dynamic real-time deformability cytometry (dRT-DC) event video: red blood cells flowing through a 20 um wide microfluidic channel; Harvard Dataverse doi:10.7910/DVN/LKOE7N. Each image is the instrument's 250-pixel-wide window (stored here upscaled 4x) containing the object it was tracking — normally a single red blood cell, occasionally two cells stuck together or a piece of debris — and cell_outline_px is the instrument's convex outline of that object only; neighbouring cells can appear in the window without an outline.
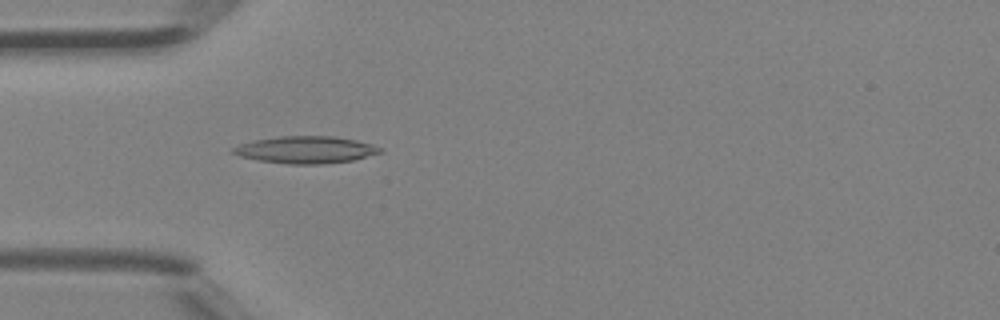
{"species": "Egyptian fruit bat (a non-hibernating species)", "species_latin": "Rousettus aegyptiacus", "temperature_condition": "room temperature", "stored_images_in_passage": 46, "camera_frame_rate_fps": 3000, "um_per_image_px": 0.085, "animal": {"sex": "female"}, "frame": {"image": 1, "passage_image": 14, "time_ms": 4.333, "image_size_px": [1000, 320], "cell_outline_px": [[384, 152], [352, 160], [320, 164], [288, 164], [260, 160], [240, 156], [232, 152], [232, 148], [240, 144], [256, 140], [280, 136], [336, 136], [356, 140], [372, 144], [380, 148]], "centroid_in_image_um": [26.02, 12.72], "position_along_channel_um": 59.0, "area_um2": 23.0}}
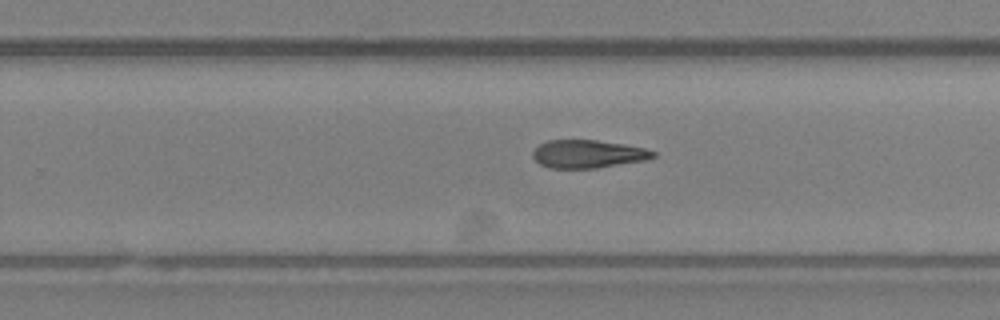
{"frame": {"image": 2, "passage_image": 29, "time_ms": 9.333, "image_size_px": [1000, 320], "cell_outline_px": [[656, 156], [648, 160], [596, 168], [548, 168], [540, 164], [532, 156], [532, 152], [540, 144], [548, 140], [596, 140], [624, 144], [644, 148], [656, 152]], "centroid_in_image_um": [49.99, 13.09], "position_along_channel_um": 279.8, "area_um2": 19.71}}
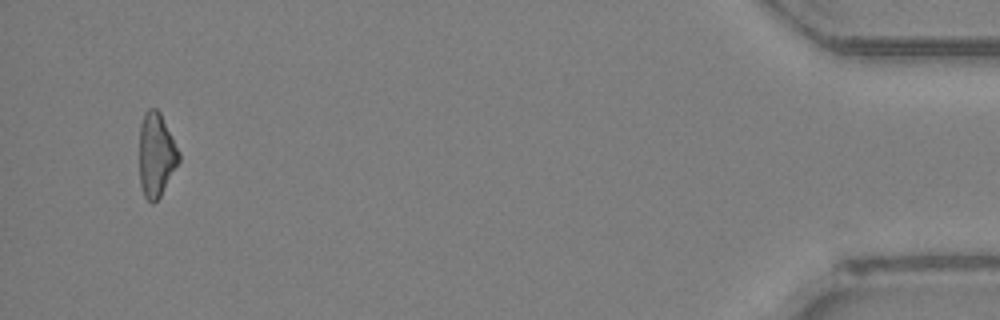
{"frame": {"image": 3, "passage_image": 44, "time_ms": 14.333, "image_size_px": [1000, 320], "cell_outline_px": [[180, 160], [160, 196], [152, 204], [144, 196], [140, 184], [140, 124], [144, 112], [148, 108], [156, 108], [160, 112], [180, 152]], "centroid_in_image_um": [13.28, 13.14], "position_along_channel_um": 421.9, "area_um2": 19.25}}